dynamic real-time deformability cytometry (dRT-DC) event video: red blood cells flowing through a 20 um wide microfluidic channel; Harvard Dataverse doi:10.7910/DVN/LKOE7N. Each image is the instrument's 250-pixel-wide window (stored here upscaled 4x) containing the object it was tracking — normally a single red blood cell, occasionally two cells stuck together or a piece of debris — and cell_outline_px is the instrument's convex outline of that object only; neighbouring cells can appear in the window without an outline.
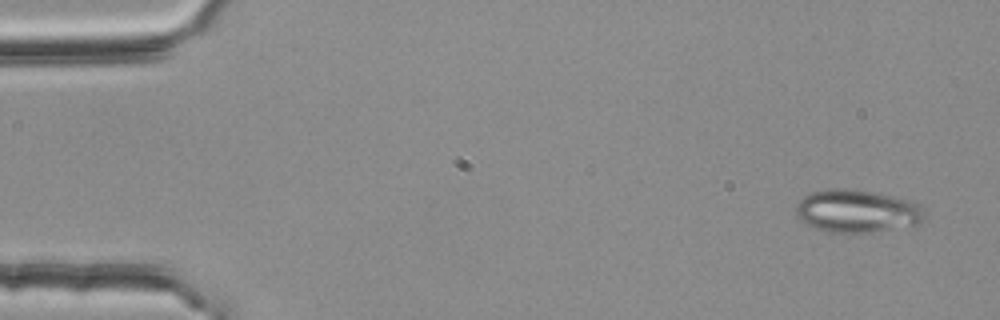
{"species": "common noctule bat (a hibernating species)", "species_latin": "Nyctalus noctula", "temperature_condition": "room temperature", "stored_images_in_passage": 52, "camera_frame_rate_fps": 3000, "um_per_image_px": 0.085, "animal": {"sex": "female", "body_mass_g": 25.1}, "frame": {"image": 1, "passage_image": 1, "time_ms": 0.0, "image_size_px": [1000, 320], "cell_outline_px": [[924, 220], [920, 224], [872, 232], [828, 232], [808, 224], [800, 220], [796, 212], [796, 204], [804, 196], [812, 192], [828, 188], [840, 188], [872, 192], [912, 200], [920, 208], [924, 216]], "centroid_in_image_um": [72.83, 17.94], "position_along_channel_um": 12.2, "area_um2": 31.73}}
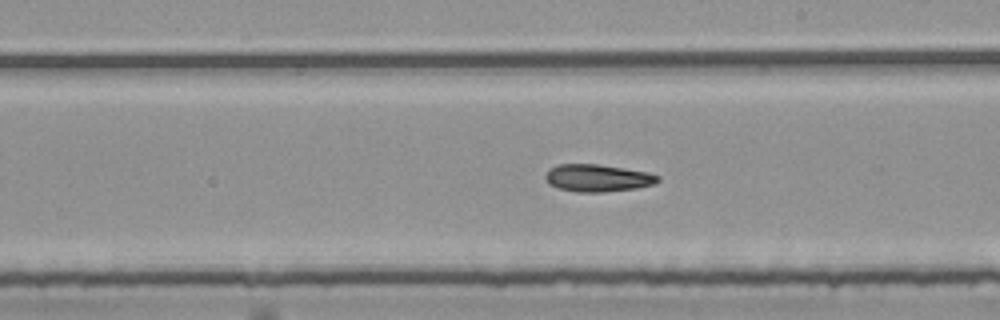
{"frame": {"image": 2, "passage_image": 29, "time_ms": 9.333, "image_size_px": [1000, 320], "cell_outline_px": [[660, 180], [656, 184], [636, 188], [604, 192], [576, 192], [556, 188], [548, 184], [544, 176], [548, 168], [556, 164], [596, 164], [624, 168], [648, 172], [660, 176]], "centroid_in_image_um": [50.77, 15.13], "position_along_channel_um": 238.2, "area_um2": 18.21}}
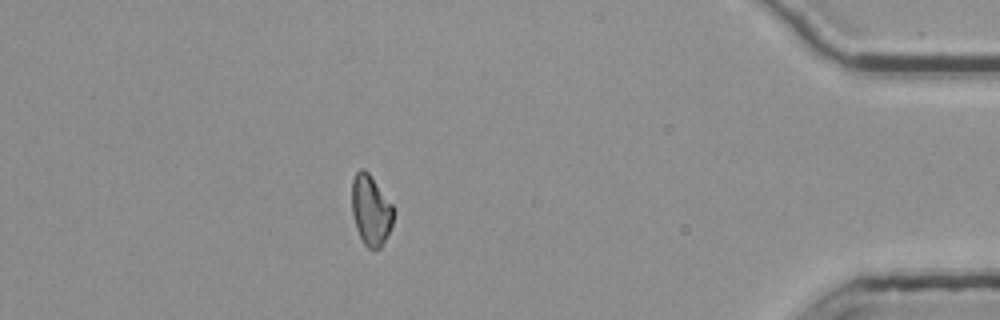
{"frame": {"image": 3, "passage_image": 46, "time_ms": 15.0, "image_size_px": [1000, 320], "cell_outline_px": [[392, 224], [380, 248], [368, 248], [364, 244], [356, 228], [352, 212], [352, 180], [356, 172], [360, 168], [364, 168], [368, 172], [392, 204]], "centroid_in_image_um": [31.49, 17.83], "position_along_channel_um": 403.7, "area_um2": 16.7}}